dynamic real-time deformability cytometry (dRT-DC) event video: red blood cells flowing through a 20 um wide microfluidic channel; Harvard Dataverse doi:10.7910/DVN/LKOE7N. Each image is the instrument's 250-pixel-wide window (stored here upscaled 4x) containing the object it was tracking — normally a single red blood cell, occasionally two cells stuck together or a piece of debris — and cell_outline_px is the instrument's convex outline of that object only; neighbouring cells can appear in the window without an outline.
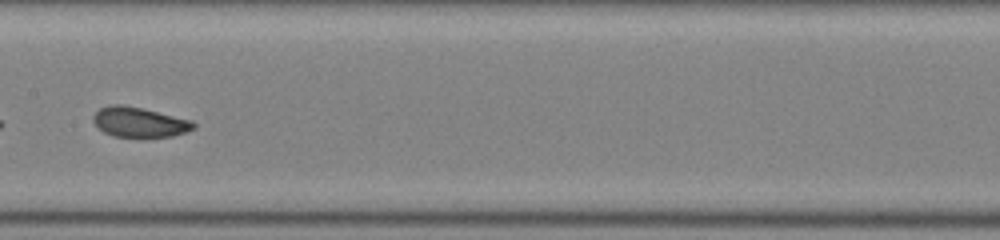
{"species": "common noctule bat (a hibernating species)", "species_latin": "Nyctalus noctula", "temperature_condition": "room temperature", "stored_images_in_passage": 26, "segment_of_instrument_passage": [2, 2], "camera_frame_rate_fps": 3000, "um_per_image_px": 0.085, "animal": {"sex": "female", "body_mass_g": 22.0, "forearm_length_mm": 56.7}, "frame": {"image": 1, "passage_image": 19, "time_ms": 6.0, "image_size_px": [1000, 240], "cell_outline_px": [[196, 128], [172, 136], [112, 136], [104, 132], [92, 120], [92, 116], [100, 108], [112, 104], [120, 104], [140, 108], [192, 120], [196, 124]], "centroid_in_image_um": [11.84, 10.37], "position_along_channel_um": 195.6, "area_um2": 17.17}}